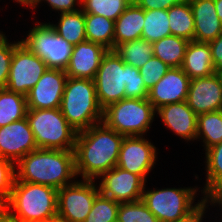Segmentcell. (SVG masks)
<instances>
[{"label":"cell","instance_id":"6da1fadb","mask_svg":"<svg viewBox=\"0 0 222 222\" xmlns=\"http://www.w3.org/2000/svg\"><path fill=\"white\" fill-rule=\"evenodd\" d=\"M124 137L103 121L77 132L74 147L76 176L96 180L116 167Z\"/></svg>","mask_w":222,"mask_h":222},{"label":"cell","instance_id":"7a4b0ae2","mask_svg":"<svg viewBox=\"0 0 222 222\" xmlns=\"http://www.w3.org/2000/svg\"><path fill=\"white\" fill-rule=\"evenodd\" d=\"M17 181L37 183L55 189L72 184L76 178L74 150L36 149L16 164ZM71 180V181H70Z\"/></svg>","mask_w":222,"mask_h":222},{"label":"cell","instance_id":"3957f363","mask_svg":"<svg viewBox=\"0 0 222 222\" xmlns=\"http://www.w3.org/2000/svg\"><path fill=\"white\" fill-rule=\"evenodd\" d=\"M57 192L51 186L15 179L11 195L3 207L17 222L57 220Z\"/></svg>","mask_w":222,"mask_h":222},{"label":"cell","instance_id":"277c9868","mask_svg":"<svg viewBox=\"0 0 222 222\" xmlns=\"http://www.w3.org/2000/svg\"><path fill=\"white\" fill-rule=\"evenodd\" d=\"M60 110L77 132L102 122L103 109L97 99L94 80L68 77Z\"/></svg>","mask_w":222,"mask_h":222},{"label":"cell","instance_id":"5b68a950","mask_svg":"<svg viewBox=\"0 0 222 222\" xmlns=\"http://www.w3.org/2000/svg\"><path fill=\"white\" fill-rule=\"evenodd\" d=\"M195 188H166L143 190L142 201L157 217L159 222H183L196 214L206 203L203 199L195 202Z\"/></svg>","mask_w":222,"mask_h":222},{"label":"cell","instance_id":"8992f818","mask_svg":"<svg viewBox=\"0 0 222 222\" xmlns=\"http://www.w3.org/2000/svg\"><path fill=\"white\" fill-rule=\"evenodd\" d=\"M26 118L38 149L74 150L77 131L60 108L27 109Z\"/></svg>","mask_w":222,"mask_h":222},{"label":"cell","instance_id":"52a82bcc","mask_svg":"<svg viewBox=\"0 0 222 222\" xmlns=\"http://www.w3.org/2000/svg\"><path fill=\"white\" fill-rule=\"evenodd\" d=\"M156 110L148 99L125 98L103 110V122L125 136H143L154 120Z\"/></svg>","mask_w":222,"mask_h":222},{"label":"cell","instance_id":"ba28073f","mask_svg":"<svg viewBox=\"0 0 222 222\" xmlns=\"http://www.w3.org/2000/svg\"><path fill=\"white\" fill-rule=\"evenodd\" d=\"M127 78L128 64L124 63L114 50H108L94 78L97 99L103 110L126 98Z\"/></svg>","mask_w":222,"mask_h":222},{"label":"cell","instance_id":"9c48e42d","mask_svg":"<svg viewBox=\"0 0 222 222\" xmlns=\"http://www.w3.org/2000/svg\"><path fill=\"white\" fill-rule=\"evenodd\" d=\"M95 180L75 181L57 192V220L84 222L90 213L95 197L100 193Z\"/></svg>","mask_w":222,"mask_h":222},{"label":"cell","instance_id":"30bf717a","mask_svg":"<svg viewBox=\"0 0 222 222\" xmlns=\"http://www.w3.org/2000/svg\"><path fill=\"white\" fill-rule=\"evenodd\" d=\"M21 42L42 58L49 68L67 67L73 46L56 34L46 23L37 24Z\"/></svg>","mask_w":222,"mask_h":222},{"label":"cell","instance_id":"8fae6325","mask_svg":"<svg viewBox=\"0 0 222 222\" xmlns=\"http://www.w3.org/2000/svg\"><path fill=\"white\" fill-rule=\"evenodd\" d=\"M48 68L46 62L21 41L15 42L5 88L26 96Z\"/></svg>","mask_w":222,"mask_h":222},{"label":"cell","instance_id":"7c38bea8","mask_svg":"<svg viewBox=\"0 0 222 222\" xmlns=\"http://www.w3.org/2000/svg\"><path fill=\"white\" fill-rule=\"evenodd\" d=\"M101 176L99 191L103 196L119 203L142 199L145 181L139 175L116 166Z\"/></svg>","mask_w":222,"mask_h":222},{"label":"cell","instance_id":"4fadbf2b","mask_svg":"<svg viewBox=\"0 0 222 222\" xmlns=\"http://www.w3.org/2000/svg\"><path fill=\"white\" fill-rule=\"evenodd\" d=\"M156 147L144 136L124 137L117 166L139 175L144 181L154 167Z\"/></svg>","mask_w":222,"mask_h":222},{"label":"cell","instance_id":"5bb4252c","mask_svg":"<svg viewBox=\"0 0 222 222\" xmlns=\"http://www.w3.org/2000/svg\"><path fill=\"white\" fill-rule=\"evenodd\" d=\"M67 78L64 69L48 68L26 95L27 109L60 108Z\"/></svg>","mask_w":222,"mask_h":222},{"label":"cell","instance_id":"9a60e30c","mask_svg":"<svg viewBox=\"0 0 222 222\" xmlns=\"http://www.w3.org/2000/svg\"><path fill=\"white\" fill-rule=\"evenodd\" d=\"M38 149L27 118L0 127V157L15 164L29 152Z\"/></svg>","mask_w":222,"mask_h":222},{"label":"cell","instance_id":"2e32d148","mask_svg":"<svg viewBox=\"0 0 222 222\" xmlns=\"http://www.w3.org/2000/svg\"><path fill=\"white\" fill-rule=\"evenodd\" d=\"M188 106L196 115L222 110V82L218 74L190 79Z\"/></svg>","mask_w":222,"mask_h":222},{"label":"cell","instance_id":"e0dca14e","mask_svg":"<svg viewBox=\"0 0 222 222\" xmlns=\"http://www.w3.org/2000/svg\"><path fill=\"white\" fill-rule=\"evenodd\" d=\"M190 78L181 67L170 68L166 74L148 90V100L155 110L172 103L187 100Z\"/></svg>","mask_w":222,"mask_h":222},{"label":"cell","instance_id":"ac0fdd59","mask_svg":"<svg viewBox=\"0 0 222 222\" xmlns=\"http://www.w3.org/2000/svg\"><path fill=\"white\" fill-rule=\"evenodd\" d=\"M108 52L103 45L84 41L73 46L65 73L71 78L94 80L103 56Z\"/></svg>","mask_w":222,"mask_h":222},{"label":"cell","instance_id":"d6986e66","mask_svg":"<svg viewBox=\"0 0 222 222\" xmlns=\"http://www.w3.org/2000/svg\"><path fill=\"white\" fill-rule=\"evenodd\" d=\"M163 124L177 136L191 141L196 139L197 115L186 101L164 105L156 110Z\"/></svg>","mask_w":222,"mask_h":222},{"label":"cell","instance_id":"ffe728a7","mask_svg":"<svg viewBox=\"0 0 222 222\" xmlns=\"http://www.w3.org/2000/svg\"><path fill=\"white\" fill-rule=\"evenodd\" d=\"M194 18V41L209 43L222 34L214 0H189Z\"/></svg>","mask_w":222,"mask_h":222},{"label":"cell","instance_id":"44dd1931","mask_svg":"<svg viewBox=\"0 0 222 222\" xmlns=\"http://www.w3.org/2000/svg\"><path fill=\"white\" fill-rule=\"evenodd\" d=\"M144 20L145 10L131 3L115 21L114 49L125 42L141 39Z\"/></svg>","mask_w":222,"mask_h":222},{"label":"cell","instance_id":"7402d4cb","mask_svg":"<svg viewBox=\"0 0 222 222\" xmlns=\"http://www.w3.org/2000/svg\"><path fill=\"white\" fill-rule=\"evenodd\" d=\"M181 68L190 79L214 74L209 43L189 41Z\"/></svg>","mask_w":222,"mask_h":222},{"label":"cell","instance_id":"603a6c76","mask_svg":"<svg viewBox=\"0 0 222 222\" xmlns=\"http://www.w3.org/2000/svg\"><path fill=\"white\" fill-rule=\"evenodd\" d=\"M189 41L185 38L169 35L152 43L153 55L170 68L181 67Z\"/></svg>","mask_w":222,"mask_h":222},{"label":"cell","instance_id":"cb8c5ba5","mask_svg":"<svg viewBox=\"0 0 222 222\" xmlns=\"http://www.w3.org/2000/svg\"><path fill=\"white\" fill-rule=\"evenodd\" d=\"M206 154V185L203 188L206 200L222 196V142L208 148Z\"/></svg>","mask_w":222,"mask_h":222},{"label":"cell","instance_id":"d4e9b609","mask_svg":"<svg viewBox=\"0 0 222 222\" xmlns=\"http://www.w3.org/2000/svg\"><path fill=\"white\" fill-rule=\"evenodd\" d=\"M48 24L71 46L86 41L85 14L81 9L76 12L61 13L58 25Z\"/></svg>","mask_w":222,"mask_h":222},{"label":"cell","instance_id":"484cf974","mask_svg":"<svg viewBox=\"0 0 222 222\" xmlns=\"http://www.w3.org/2000/svg\"><path fill=\"white\" fill-rule=\"evenodd\" d=\"M115 21L96 14H85L86 40L114 50Z\"/></svg>","mask_w":222,"mask_h":222},{"label":"cell","instance_id":"4316f807","mask_svg":"<svg viewBox=\"0 0 222 222\" xmlns=\"http://www.w3.org/2000/svg\"><path fill=\"white\" fill-rule=\"evenodd\" d=\"M27 114L26 96L9 91L7 88L0 89V127L23 119Z\"/></svg>","mask_w":222,"mask_h":222},{"label":"cell","instance_id":"83f0119b","mask_svg":"<svg viewBox=\"0 0 222 222\" xmlns=\"http://www.w3.org/2000/svg\"><path fill=\"white\" fill-rule=\"evenodd\" d=\"M168 19L171 35L194 41V18L189 0L170 7Z\"/></svg>","mask_w":222,"mask_h":222},{"label":"cell","instance_id":"f1b7e54d","mask_svg":"<svg viewBox=\"0 0 222 222\" xmlns=\"http://www.w3.org/2000/svg\"><path fill=\"white\" fill-rule=\"evenodd\" d=\"M200 138L205 151L222 142V110L197 115L196 140Z\"/></svg>","mask_w":222,"mask_h":222},{"label":"cell","instance_id":"f546056e","mask_svg":"<svg viewBox=\"0 0 222 222\" xmlns=\"http://www.w3.org/2000/svg\"><path fill=\"white\" fill-rule=\"evenodd\" d=\"M114 51L124 63L141 68L153 55L152 43L145 39L125 42L117 46Z\"/></svg>","mask_w":222,"mask_h":222},{"label":"cell","instance_id":"4dcf8cb0","mask_svg":"<svg viewBox=\"0 0 222 222\" xmlns=\"http://www.w3.org/2000/svg\"><path fill=\"white\" fill-rule=\"evenodd\" d=\"M143 26L144 28L141 38L150 43H154L166 36L171 35L168 10H145V20Z\"/></svg>","mask_w":222,"mask_h":222},{"label":"cell","instance_id":"1f68e13d","mask_svg":"<svg viewBox=\"0 0 222 222\" xmlns=\"http://www.w3.org/2000/svg\"><path fill=\"white\" fill-rule=\"evenodd\" d=\"M131 3L129 0H81L84 14H96L116 21Z\"/></svg>","mask_w":222,"mask_h":222},{"label":"cell","instance_id":"d6a6232c","mask_svg":"<svg viewBox=\"0 0 222 222\" xmlns=\"http://www.w3.org/2000/svg\"><path fill=\"white\" fill-rule=\"evenodd\" d=\"M119 202L99 193L84 222H117Z\"/></svg>","mask_w":222,"mask_h":222},{"label":"cell","instance_id":"836d02e7","mask_svg":"<svg viewBox=\"0 0 222 222\" xmlns=\"http://www.w3.org/2000/svg\"><path fill=\"white\" fill-rule=\"evenodd\" d=\"M117 222H159L142 201L120 203Z\"/></svg>","mask_w":222,"mask_h":222},{"label":"cell","instance_id":"e575fe53","mask_svg":"<svg viewBox=\"0 0 222 222\" xmlns=\"http://www.w3.org/2000/svg\"><path fill=\"white\" fill-rule=\"evenodd\" d=\"M16 166L11 160L0 157V207H3L10 195L16 179Z\"/></svg>","mask_w":222,"mask_h":222},{"label":"cell","instance_id":"d590c367","mask_svg":"<svg viewBox=\"0 0 222 222\" xmlns=\"http://www.w3.org/2000/svg\"><path fill=\"white\" fill-rule=\"evenodd\" d=\"M170 69L163 61L156 56L152 57L141 68L140 74L147 90H150Z\"/></svg>","mask_w":222,"mask_h":222},{"label":"cell","instance_id":"8d00e7d4","mask_svg":"<svg viewBox=\"0 0 222 222\" xmlns=\"http://www.w3.org/2000/svg\"><path fill=\"white\" fill-rule=\"evenodd\" d=\"M126 98L147 99L148 90L138 68L128 64V78L125 83Z\"/></svg>","mask_w":222,"mask_h":222},{"label":"cell","instance_id":"74e56055","mask_svg":"<svg viewBox=\"0 0 222 222\" xmlns=\"http://www.w3.org/2000/svg\"><path fill=\"white\" fill-rule=\"evenodd\" d=\"M14 49L15 43H9L5 34L0 31V89L6 87Z\"/></svg>","mask_w":222,"mask_h":222},{"label":"cell","instance_id":"f35d334b","mask_svg":"<svg viewBox=\"0 0 222 222\" xmlns=\"http://www.w3.org/2000/svg\"><path fill=\"white\" fill-rule=\"evenodd\" d=\"M42 0H38L31 8H35L38 6L39 3H41ZM46 1L49 6L56 10L60 11L61 13H67V12H76L80 10L79 8H75L77 5L81 6V0H43ZM78 1V2H77Z\"/></svg>","mask_w":222,"mask_h":222},{"label":"cell","instance_id":"ab89813d","mask_svg":"<svg viewBox=\"0 0 222 222\" xmlns=\"http://www.w3.org/2000/svg\"><path fill=\"white\" fill-rule=\"evenodd\" d=\"M186 1L188 0H139L137 4L144 10H168L170 7Z\"/></svg>","mask_w":222,"mask_h":222},{"label":"cell","instance_id":"60d3db41","mask_svg":"<svg viewBox=\"0 0 222 222\" xmlns=\"http://www.w3.org/2000/svg\"><path fill=\"white\" fill-rule=\"evenodd\" d=\"M211 49L214 71L216 74L222 72V34L209 42Z\"/></svg>","mask_w":222,"mask_h":222},{"label":"cell","instance_id":"b9f144b4","mask_svg":"<svg viewBox=\"0 0 222 222\" xmlns=\"http://www.w3.org/2000/svg\"><path fill=\"white\" fill-rule=\"evenodd\" d=\"M207 204L208 203H206L196 214H194L192 217L183 222H202L204 218L203 216L207 208Z\"/></svg>","mask_w":222,"mask_h":222},{"label":"cell","instance_id":"7bdbcfd3","mask_svg":"<svg viewBox=\"0 0 222 222\" xmlns=\"http://www.w3.org/2000/svg\"><path fill=\"white\" fill-rule=\"evenodd\" d=\"M0 222H17V221L4 207H0Z\"/></svg>","mask_w":222,"mask_h":222},{"label":"cell","instance_id":"ee69618b","mask_svg":"<svg viewBox=\"0 0 222 222\" xmlns=\"http://www.w3.org/2000/svg\"><path fill=\"white\" fill-rule=\"evenodd\" d=\"M217 16L221 20L222 23V0H214Z\"/></svg>","mask_w":222,"mask_h":222},{"label":"cell","instance_id":"f6af8a7d","mask_svg":"<svg viewBox=\"0 0 222 222\" xmlns=\"http://www.w3.org/2000/svg\"><path fill=\"white\" fill-rule=\"evenodd\" d=\"M207 203H211L212 205L217 203V204H219V206L221 205V207H222V196L212 197L207 200Z\"/></svg>","mask_w":222,"mask_h":222},{"label":"cell","instance_id":"bcb514c9","mask_svg":"<svg viewBox=\"0 0 222 222\" xmlns=\"http://www.w3.org/2000/svg\"><path fill=\"white\" fill-rule=\"evenodd\" d=\"M18 3H20V5H24V6H30V8L34 5V0H14Z\"/></svg>","mask_w":222,"mask_h":222},{"label":"cell","instance_id":"7dc6e473","mask_svg":"<svg viewBox=\"0 0 222 222\" xmlns=\"http://www.w3.org/2000/svg\"><path fill=\"white\" fill-rule=\"evenodd\" d=\"M55 220H33V221H24V222H53Z\"/></svg>","mask_w":222,"mask_h":222},{"label":"cell","instance_id":"c3c4849f","mask_svg":"<svg viewBox=\"0 0 222 222\" xmlns=\"http://www.w3.org/2000/svg\"><path fill=\"white\" fill-rule=\"evenodd\" d=\"M139 0H129L130 3H138Z\"/></svg>","mask_w":222,"mask_h":222},{"label":"cell","instance_id":"681fc988","mask_svg":"<svg viewBox=\"0 0 222 222\" xmlns=\"http://www.w3.org/2000/svg\"><path fill=\"white\" fill-rule=\"evenodd\" d=\"M220 79H221V82H222V72L218 73Z\"/></svg>","mask_w":222,"mask_h":222}]
</instances>
